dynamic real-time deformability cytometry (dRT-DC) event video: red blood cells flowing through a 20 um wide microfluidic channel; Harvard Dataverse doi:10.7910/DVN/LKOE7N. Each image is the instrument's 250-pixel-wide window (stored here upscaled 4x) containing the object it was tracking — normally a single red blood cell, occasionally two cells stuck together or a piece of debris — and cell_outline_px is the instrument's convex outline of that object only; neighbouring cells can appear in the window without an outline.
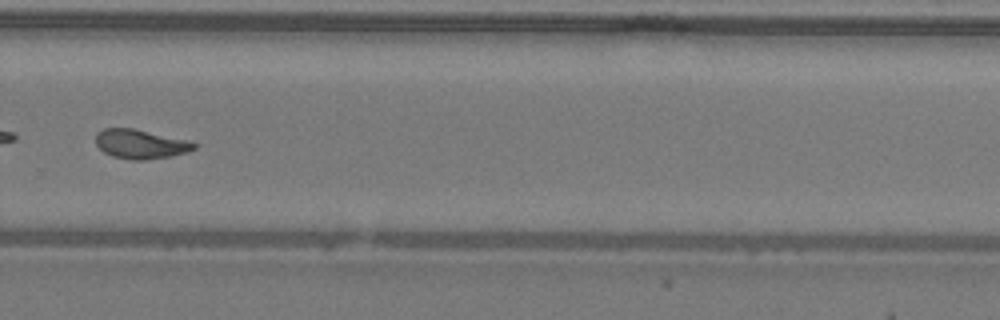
{"species": "common noctule bat (a hibernating species)", "species_latin": "Nyctalus noctula", "temperature_condition": "warm", "stored_images_in_passage": 34, "camera_frame_rate_fps": 3000, "um_per_image_px": 0.085, "animal": {"sex": "male", "body_mass_g": 19.2, "forearm_length_mm": 51.8}, "frame": {"image": 1, "passage_image": 20, "time_ms": 6.333, "image_size_px": [1000, 320], "cell_outline_px": [[196, 148], [188, 152], [172, 156], [144, 160], [132, 160], [112, 156], [104, 152], [96, 144], [96, 132], [104, 128], [132, 128], [192, 140], [196, 144]], "centroid_in_image_um": [11.98, 12.24], "position_along_channel_um": 317.8, "area_um2": 16.99}, "authors_computed_cell_mechanics": {"area_um2": 16.8776, "velocity_mm_per_s": 4.2979, "shape_relaxation_time_tau1_ms": null, "shape_relaxation_time_tau2_ms": 3.0471, "deformation_change_tau1": null, "deformation_change_tau2": 0.1038}}